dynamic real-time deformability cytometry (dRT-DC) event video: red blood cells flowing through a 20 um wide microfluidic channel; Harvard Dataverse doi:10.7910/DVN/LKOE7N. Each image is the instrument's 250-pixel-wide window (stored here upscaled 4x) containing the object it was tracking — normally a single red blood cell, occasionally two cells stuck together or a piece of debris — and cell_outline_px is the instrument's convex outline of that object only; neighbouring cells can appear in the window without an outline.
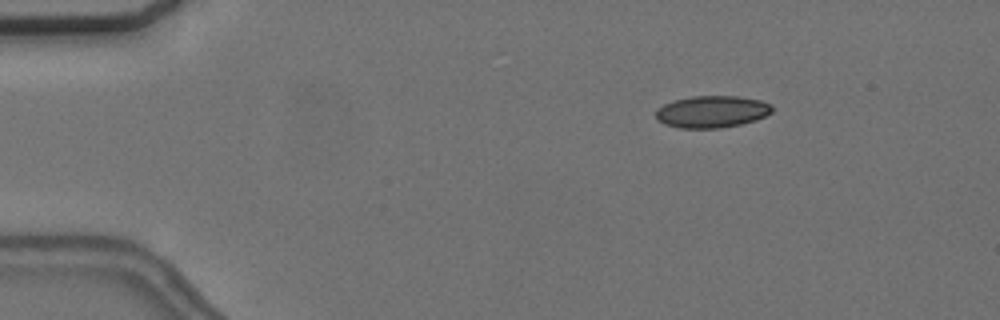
{"species": "common noctule bat (a hibernating species)", "species_latin": "Nyctalus noctula", "temperature_condition": "cold", "stored_images_in_passage": 9, "camera_frame_rate_fps": 3000, "um_per_image_px": 0.085, "animal": {"sex": "female", "body_mass_g": 24.6, "forearm_length_mm": 56.2}, "frame": {"image": 1, "passage_image": 3, "time_ms": 2.333, "image_size_px": [1000, 320], "cell_outline_px": [[772, 112], [756, 120], [740, 124], [720, 128], [680, 128], [664, 124], [656, 120], [656, 108], [664, 104], [676, 100], [692, 96], [736, 96], [760, 100], [772, 104]], "centroid_in_image_um": [60.5, 9.49], "position_along_channel_um": 24.5, "area_um2": 21.68}}